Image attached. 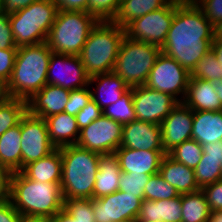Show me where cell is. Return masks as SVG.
Returning a JSON list of instances; mask_svg holds the SVG:
<instances>
[{"mask_svg": "<svg viewBox=\"0 0 222 222\" xmlns=\"http://www.w3.org/2000/svg\"><path fill=\"white\" fill-rule=\"evenodd\" d=\"M18 48L0 49V81L5 85L9 81Z\"/></svg>", "mask_w": 222, "mask_h": 222, "instance_id": "41", "label": "cell"}, {"mask_svg": "<svg viewBox=\"0 0 222 222\" xmlns=\"http://www.w3.org/2000/svg\"><path fill=\"white\" fill-rule=\"evenodd\" d=\"M120 0H88V13L99 21H112L116 16Z\"/></svg>", "mask_w": 222, "mask_h": 222, "instance_id": "39", "label": "cell"}, {"mask_svg": "<svg viewBox=\"0 0 222 222\" xmlns=\"http://www.w3.org/2000/svg\"><path fill=\"white\" fill-rule=\"evenodd\" d=\"M57 12L52 0H38L8 16L17 48L46 42Z\"/></svg>", "mask_w": 222, "mask_h": 222, "instance_id": "7", "label": "cell"}, {"mask_svg": "<svg viewBox=\"0 0 222 222\" xmlns=\"http://www.w3.org/2000/svg\"><path fill=\"white\" fill-rule=\"evenodd\" d=\"M22 168L48 156L56 147L50 141L45 119L30 115L21 118Z\"/></svg>", "mask_w": 222, "mask_h": 222, "instance_id": "12", "label": "cell"}, {"mask_svg": "<svg viewBox=\"0 0 222 222\" xmlns=\"http://www.w3.org/2000/svg\"><path fill=\"white\" fill-rule=\"evenodd\" d=\"M70 90L46 84L40 91L27 100V112L43 118L62 113L69 101Z\"/></svg>", "mask_w": 222, "mask_h": 222, "instance_id": "19", "label": "cell"}, {"mask_svg": "<svg viewBox=\"0 0 222 222\" xmlns=\"http://www.w3.org/2000/svg\"><path fill=\"white\" fill-rule=\"evenodd\" d=\"M198 186H204L222 179V159L205 158L203 153L201 160L194 169Z\"/></svg>", "mask_w": 222, "mask_h": 222, "instance_id": "35", "label": "cell"}, {"mask_svg": "<svg viewBox=\"0 0 222 222\" xmlns=\"http://www.w3.org/2000/svg\"><path fill=\"white\" fill-rule=\"evenodd\" d=\"M103 115L121 123L122 125L136 120L132 100V87L114 104L102 110Z\"/></svg>", "mask_w": 222, "mask_h": 222, "instance_id": "33", "label": "cell"}, {"mask_svg": "<svg viewBox=\"0 0 222 222\" xmlns=\"http://www.w3.org/2000/svg\"><path fill=\"white\" fill-rule=\"evenodd\" d=\"M92 99L90 88L84 87L80 89L70 90L69 101L65 106L64 112L76 116Z\"/></svg>", "mask_w": 222, "mask_h": 222, "instance_id": "40", "label": "cell"}, {"mask_svg": "<svg viewBox=\"0 0 222 222\" xmlns=\"http://www.w3.org/2000/svg\"><path fill=\"white\" fill-rule=\"evenodd\" d=\"M9 200L22 216L46 219L53 217L64 205L60 183L37 182L20 171L12 172Z\"/></svg>", "mask_w": 222, "mask_h": 222, "instance_id": "2", "label": "cell"}, {"mask_svg": "<svg viewBox=\"0 0 222 222\" xmlns=\"http://www.w3.org/2000/svg\"><path fill=\"white\" fill-rule=\"evenodd\" d=\"M20 172L28 179L60 183L62 173V157L60 149H55L48 156L25 165Z\"/></svg>", "mask_w": 222, "mask_h": 222, "instance_id": "27", "label": "cell"}, {"mask_svg": "<svg viewBox=\"0 0 222 222\" xmlns=\"http://www.w3.org/2000/svg\"><path fill=\"white\" fill-rule=\"evenodd\" d=\"M183 103L193 111H219L221 102L215 82L190 77Z\"/></svg>", "mask_w": 222, "mask_h": 222, "instance_id": "20", "label": "cell"}, {"mask_svg": "<svg viewBox=\"0 0 222 222\" xmlns=\"http://www.w3.org/2000/svg\"><path fill=\"white\" fill-rule=\"evenodd\" d=\"M206 18L215 25L222 20V0H193Z\"/></svg>", "mask_w": 222, "mask_h": 222, "instance_id": "42", "label": "cell"}, {"mask_svg": "<svg viewBox=\"0 0 222 222\" xmlns=\"http://www.w3.org/2000/svg\"><path fill=\"white\" fill-rule=\"evenodd\" d=\"M124 37V28L112 21H99L96 24L78 55L90 77L113 72Z\"/></svg>", "mask_w": 222, "mask_h": 222, "instance_id": "5", "label": "cell"}, {"mask_svg": "<svg viewBox=\"0 0 222 222\" xmlns=\"http://www.w3.org/2000/svg\"><path fill=\"white\" fill-rule=\"evenodd\" d=\"M211 49L215 53L216 59L222 67V39L214 37V40L211 43Z\"/></svg>", "mask_w": 222, "mask_h": 222, "instance_id": "51", "label": "cell"}, {"mask_svg": "<svg viewBox=\"0 0 222 222\" xmlns=\"http://www.w3.org/2000/svg\"><path fill=\"white\" fill-rule=\"evenodd\" d=\"M161 177L171 184L177 192L182 194L199 191L194 169L178 163L167 154L163 157L158 172Z\"/></svg>", "mask_w": 222, "mask_h": 222, "instance_id": "21", "label": "cell"}, {"mask_svg": "<svg viewBox=\"0 0 222 222\" xmlns=\"http://www.w3.org/2000/svg\"><path fill=\"white\" fill-rule=\"evenodd\" d=\"M151 175L122 172L118 190L144 199V188Z\"/></svg>", "mask_w": 222, "mask_h": 222, "instance_id": "38", "label": "cell"}, {"mask_svg": "<svg viewBox=\"0 0 222 222\" xmlns=\"http://www.w3.org/2000/svg\"><path fill=\"white\" fill-rule=\"evenodd\" d=\"M120 147L135 150H164L161 125L140 120L124 124Z\"/></svg>", "mask_w": 222, "mask_h": 222, "instance_id": "17", "label": "cell"}, {"mask_svg": "<svg viewBox=\"0 0 222 222\" xmlns=\"http://www.w3.org/2000/svg\"><path fill=\"white\" fill-rule=\"evenodd\" d=\"M214 25L193 0H174V17L161 52L174 58L190 73L211 50Z\"/></svg>", "mask_w": 222, "mask_h": 222, "instance_id": "1", "label": "cell"}, {"mask_svg": "<svg viewBox=\"0 0 222 222\" xmlns=\"http://www.w3.org/2000/svg\"><path fill=\"white\" fill-rule=\"evenodd\" d=\"M203 148L196 140L190 139L175 146L167 155L178 163L195 169L201 160Z\"/></svg>", "mask_w": 222, "mask_h": 222, "instance_id": "34", "label": "cell"}, {"mask_svg": "<svg viewBox=\"0 0 222 222\" xmlns=\"http://www.w3.org/2000/svg\"><path fill=\"white\" fill-rule=\"evenodd\" d=\"M155 222H165V221H163V220H157V221H155Z\"/></svg>", "mask_w": 222, "mask_h": 222, "instance_id": "59", "label": "cell"}, {"mask_svg": "<svg viewBox=\"0 0 222 222\" xmlns=\"http://www.w3.org/2000/svg\"><path fill=\"white\" fill-rule=\"evenodd\" d=\"M120 169L126 173L154 175L159 172L164 150H135L119 147L115 151Z\"/></svg>", "mask_w": 222, "mask_h": 222, "instance_id": "18", "label": "cell"}, {"mask_svg": "<svg viewBox=\"0 0 222 222\" xmlns=\"http://www.w3.org/2000/svg\"><path fill=\"white\" fill-rule=\"evenodd\" d=\"M21 216L9 199L0 202V222H19Z\"/></svg>", "mask_w": 222, "mask_h": 222, "instance_id": "46", "label": "cell"}, {"mask_svg": "<svg viewBox=\"0 0 222 222\" xmlns=\"http://www.w3.org/2000/svg\"><path fill=\"white\" fill-rule=\"evenodd\" d=\"M19 222H48V219L42 217L21 216Z\"/></svg>", "mask_w": 222, "mask_h": 222, "instance_id": "52", "label": "cell"}, {"mask_svg": "<svg viewBox=\"0 0 222 222\" xmlns=\"http://www.w3.org/2000/svg\"><path fill=\"white\" fill-rule=\"evenodd\" d=\"M45 121L48 136L56 149L77 143L80 129L75 116L62 112L46 117Z\"/></svg>", "mask_w": 222, "mask_h": 222, "instance_id": "24", "label": "cell"}, {"mask_svg": "<svg viewBox=\"0 0 222 222\" xmlns=\"http://www.w3.org/2000/svg\"><path fill=\"white\" fill-rule=\"evenodd\" d=\"M38 0H3L1 13L3 15H13L16 14L22 8H26L31 3L36 2Z\"/></svg>", "mask_w": 222, "mask_h": 222, "instance_id": "48", "label": "cell"}, {"mask_svg": "<svg viewBox=\"0 0 222 222\" xmlns=\"http://www.w3.org/2000/svg\"><path fill=\"white\" fill-rule=\"evenodd\" d=\"M181 208V195L169 200L151 201L143 199L137 221L182 222Z\"/></svg>", "mask_w": 222, "mask_h": 222, "instance_id": "26", "label": "cell"}, {"mask_svg": "<svg viewBox=\"0 0 222 222\" xmlns=\"http://www.w3.org/2000/svg\"><path fill=\"white\" fill-rule=\"evenodd\" d=\"M132 100L136 120L161 125L179 103L168 93L150 89L145 85L132 87Z\"/></svg>", "mask_w": 222, "mask_h": 222, "instance_id": "13", "label": "cell"}, {"mask_svg": "<svg viewBox=\"0 0 222 222\" xmlns=\"http://www.w3.org/2000/svg\"><path fill=\"white\" fill-rule=\"evenodd\" d=\"M180 194L159 173L150 176L144 188V199L151 201L169 200L178 197Z\"/></svg>", "mask_w": 222, "mask_h": 222, "instance_id": "37", "label": "cell"}, {"mask_svg": "<svg viewBox=\"0 0 222 222\" xmlns=\"http://www.w3.org/2000/svg\"><path fill=\"white\" fill-rule=\"evenodd\" d=\"M27 112V101L6 97L0 101V136L19 124Z\"/></svg>", "mask_w": 222, "mask_h": 222, "instance_id": "32", "label": "cell"}, {"mask_svg": "<svg viewBox=\"0 0 222 222\" xmlns=\"http://www.w3.org/2000/svg\"><path fill=\"white\" fill-rule=\"evenodd\" d=\"M191 73L174 58L161 52L155 60L145 86L163 93H168L178 102H183ZM181 95L179 99L177 96ZM183 98V99H182Z\"/></svg>", "mask_w": 222, "mask_h": 222, "instance_id": "9", "label": "cell"}, {"mask_svg": "<svg viewBox=\"0 0 222 222\" xmlns=\"http://www.w3.org/2000/svg\"><path fill=\"white\" fill-rule=\"evenodd\" d=\"M2 1L3 0H0V11H1V8H2Z\"/></svg>", "mask_w": 222, "mask_h": 222, "instance_id": "58", "label": "cell"}, {"mask_svg": "<svg viewBox=\"0 0 222 222\" xmlns=\"http://www.w3.org/2000/svg\"><path fill=\"white\" fill-rule=\"evenodd\" d=\"M174 17V0L165 7L134 19L125 27V36L137 41L163 46Z\"/></svg>", "mask_w": 222, "mask_h": 222, "instance_id": "10", "label": "cell"}, {"mask_svg": "<svg viewBox=\"0 0 222 222\" xmlns=\"http://www.w3.org/2000/svg\"><path fill=\"white\" fill-rule=\"evenodd\" d=\"M215 91L217 92V95L221 102V110H222V80L215 82Z\"/></svg>", "mask_w": 222, "mask_h": 222, "instance_id": "55", "label": "cell"}, {"mask_svg": "<svg viewBox=\"0 0 222 222\" xmlns=\"http://www.w3.org/2000/svg\"><path fill=\"white\" fill-rule=\"evenodd\" d=\"M123 125L101 115L82 128L76 145L99 154L115 153L122 140Z\"/></svg>", "mask_w": 222, "mask_h": 222, "instance_id": "11", "label": "cell"}, {"mask_svg": "<svg viewBox=\"0 0 222 222\" xmlns=\"http://www.w3.org/2000/svg\"><path fill=\"white\" fill-rule=\"evenodd\" d=\"M171 0H120L113 23L124 28L129 22L165 7Z\"/></svg>", "mask_w": 222, "mask_h": 222, "instance_id": "29", "label": "cell"}, {"mask_svg": "<svg viewBox=\"0 0 222 222\" xmlns=\"http://www.w3.org/2000/svg\"><path fill=\"white\" fill-rule=\"evenodd\" d=\"M192 78H199L210 82L222 80V67L217 61L215 53L209 50L197 63L191 72Z\"/></svg>", "mask_w": 222, "mask_h": 222, "instance_id": "36", "label": "cell"}, {"mask_svg": "<svg viewBox=\"0 0 222 222\" xmlns=\"http://www.w3.org/2000/svg\"><path fill=\"white\" fill-rule=\"evenodd\" d=\"M192 139L201 145L222 140V110L193 111Z\"/></svg>", "mask_w": 222, "mask_h": 222, "instance_id": "25", "label": "cell"}, {"mask_svg": "<svg viewBox=\"0 0 222 222\" xmlns=\"http://www.w3.org/2000/svg\"><path fill=\"white\" fill-rule=\"evenodd\" d=\"M161 48L154 44L123 38L113 72L131 88L146 84Z\"/></svg>", "mask_w": 222, "mask_h": 222, "instance_id": "8", "label": "cell"}, {"mask_svg": "<svg viewBox=\"0 0 222 222\" xmlns=\"http://www.w3.org/2000/svg\"><path fill=\"white\" fill-rule=\"evenodd\" d=\"M21 120L18 125L9 128L0 136V165L11 172L22 169Z\"/></svg>", "mask_w": 222, "mask_h": 222, "instance_id": "28", "label": "cell"}, {"mask_svg": "<svg viewBox=\"0 0 222 222\" xmlns=\"http://www.w3.org/2000/svg\"><path fill=\"white\" fill-rule=\"evenodd\" d=\"M52 50L46 42L18 47L11 77L5 85L7 97L29 100L47 84Z\"/></svg>", "mask_w": 222, "mask_h": 222, "instance_id": "3", "label": "cell"}, {"mask_svg": "<svg viewBox=\"0 0 222 222\" xmlns=\"http://www.w3.org/2000/svg\"><path fill=\"white\" fill-rule=\"evenodd\" d=\"M121 169L115 153L99 155V169L93 188V199L118 191Z\"/></svg>", "mask_w": 222, "mask_h": 222, "instance_id": "23", "label": "cell"}, {"mask_svg": "<svg viewBox=\"0 0 222 222\" xmlns=\"http://www.w3.org/2000/svg\"><path fill=\"white\" fill-rule=\"evenodd\" d=\"M58 10L88 12V0H52Z\"/></svg>", "mask_w": 222, "mask_h": 222, "instance_id": "47", "label": "cell"}, {"mask_svg": "<svg viewBox=\"0 0 222 222\" xmlns=\"http://www.w3.org/2000/svg\"><path fill=\"white\" fill-rule=\"evenodd\" d=\"M92 199H64L63 209L48 222H95Z\"/></svg>", "mask_w": 222, "mask_h": 222, "instance_id": "30", "label": "cell"}, {"mask_svg": "<svg viewBox=\"0 0 222 222\" xmlns=\"http://www.w3.org/2000/svg\"><path fill=\"white\" fill-rule=\"evenodd\" d=\"M101 115H103L102 109L96 104L93 99H91V101L75 116L78 128L81 130L82 128L91 124Z\"/></svg>", "mask_w": 222, "mask_h": 222, "instance_id": "44", "label": "cell"}, {"mask_svg": "<svg viewBox=\"0 0 222 222\" xmlns=\"http://www.w3.org/2000/svg\"><path fill=\"white\" fill-rule=\"evenodd\" d=\"M116 222H138L137 219H127V220H121Z\"/></svg>", "mask_w": 222, "mask_h": 222, "instance_id": "57", "label": "cell"}, {"mask_svg": "<svg viewBox=\"0 0 222 222\" xmlns=\"http://www.w3.org/2000/svg\"><path fill=\"white\" fill-rule=\"evenodd\" d=\"M12 172L0 165V202L8 200L10 196V179Z\"/></svg>", "mask_w": 222, "mask_h": 222, "instance_id": "49", "label": "cell"}, {"mask_svg": "<svg viewBox=\"0 0 222 222\" xmlns=\"http://www.w3.org/2000/svg\"><path fill=\"white\" fill-rule=\"evenodd\" d=\"M7 97L5 84L0 81V101L4 100Z\"/></svg>", "mask_w": 222, "mask_h": 222, "instance_id": "56", "label": "cell"}, {"mask_svg": "<svg viewBox=\"0 0 222 222\" xmlns=\"http://www.w3.org/2000/svg\"><path fill=\"white\" fill-rule=\"evenodd\" d=\"M193 110L179 102L161 123L162 147L167 154L175 146L192 139Z\"/></svg>", "mask_w": 222, "mask_h": 222, "instance_id": "16", "label": "cell"}, {"mask_svg": "<svg viewBox=\"0 0 222 222\" xmlns=\"http://www.w3.org/2000/svg\"><path fill=\"white\" fill-rule=\"evenodd\" d=\"M93 82L98 84H96L97 88L94 91L91 90L92 99L102 110L107 106L116 103L130 88L123 79L114 72L91 76L89 84H92Z\"/></svg>", "mask_w": 222, "mask_h": 222, "instance_id": "22", "label": "cell"}, {"mask_svg": "<svg viewBox=\"0 0 222 222\" xmlns=\"http://www.w3.org/2000/svg\"><path fill=\"white\" fill-rule=\"evenodd\" d=\"M214 37L222 39V20L214 25Z\"/></svg>", "mask_w": 222, "mask_h": 222, "instance_id": "54", "label": "cell"}, {"mask_svg": "<svg viewBox=\"0 0 222 222\" xmlns=\"http://www.w3.org/2000/svg\"><path fill=\"white\" fill-rule=\"evenodd\" d=\"M142 200L120 190L107 196L92 199L95 222H116L137 219Z\"/></svg>", "mask_w": 222, "mask_h": 222, "instance_id": "15", "label": "cell"}, {"mask_svg": "<svg viewBox=\"0 0 222 222\" xmlns=\"http://www.w3.org/2000/svg\"><path fill=\"white\" fill-rule=\"evenodd\" d=\"M205 158L222 159V140L215 143L203 144Z\"/></svg>", "mask_w": 222, "mask_h": 222, "instance_id": "50", "label": "cell"}, {"mask_svg": "<svg viewBox=\"0 0 222 222\" xmlns=\"http://www.w3.org/2000/svg\"><path fill=\"white\" fill-rule=\"evenodd\" d=\"M9 48H17V46L13 38L9 17L0 12V49Z\"/></svg>", "mask_w": 222, "mask_h": 222, "instance_id": "45", "label": "cell"}, {"mask_svg": "<svg viewBox=\"0 0 222 222\" xmlns=\"http://www.w3.org/2000/svg\"><path fill=\"white\" fill-rule=\"evenodd\" d=\"M62 157L61 190L64 199H93L99 153L78 145L59 148Z\"/></svg>", "mask_w": 222, "mask_h": 222, "instance_id": "4", "label": "cell"}, {"mask_svg": "<svg viewBox=\"0 0 222 222\" xmlns=\"http://www.w3.org/2000/svg\"><path fill=\"white\" fill-rule=\"evenodd\" d=\"M59 66L60 68H58ZM89 79L90 76L78 55L52 52L47 71V84L74 90L89 86Z\"/></svg>", "mask_w": 222, "mask_h": 222, "instance_id": "14", "label": "cell"}, {"mask_svg": "<svg viewBox=\"0 0 222 222\" xmlns=\"http://www.w3.org/2000/svg\"><path fill=\"white\" fill-rule=\"evenodd\" d=\"M208 222H222V211H213Z\"/></svg>", "mask_w": 222, "mask_h": 222, "instance_id": "53", "label": "cell"}, {"mask_svg": "<svg viewBox=\"0 0 222 222\" xmlns=\"http://www.w3.org/2000/svg\"><path fill=\"white\" fill-rule=\"evenodd\" d=\"M206 196L211 212L222 211V179L201 189Z\"/></svg>", "mask_w": 222, "mask_h": 222, "instance_id": "43", "label": "cell"}, {"mask_svg": "<svg viewBox=\"0 0 222 222\" xmlns=\"http://www.w3.org/2000/svg\"><path fill=\"white\" fill-rule=\"evenodd\" d=\"M182 222H208L211 210L205 193L200 189L181 195Z\"/></svg>", "mask_w": 222, "mask_h": 222, "instance_id": "31", "label": "cell"}, {"mask_svg": "<svg viewBox=\"0 0 222 222\" xmlns=\"http://www.w3.org/2000/svg\"><path fill=\"white\" fill-rule=\"evenodd\" d=\"M99 20L85 11L58 10L46 43L54 53L79 55Z\"/></svg>", "mask_w": 222, "mask_h": 222, "instance_id": "6", "label": "cell"}]
</instances>
